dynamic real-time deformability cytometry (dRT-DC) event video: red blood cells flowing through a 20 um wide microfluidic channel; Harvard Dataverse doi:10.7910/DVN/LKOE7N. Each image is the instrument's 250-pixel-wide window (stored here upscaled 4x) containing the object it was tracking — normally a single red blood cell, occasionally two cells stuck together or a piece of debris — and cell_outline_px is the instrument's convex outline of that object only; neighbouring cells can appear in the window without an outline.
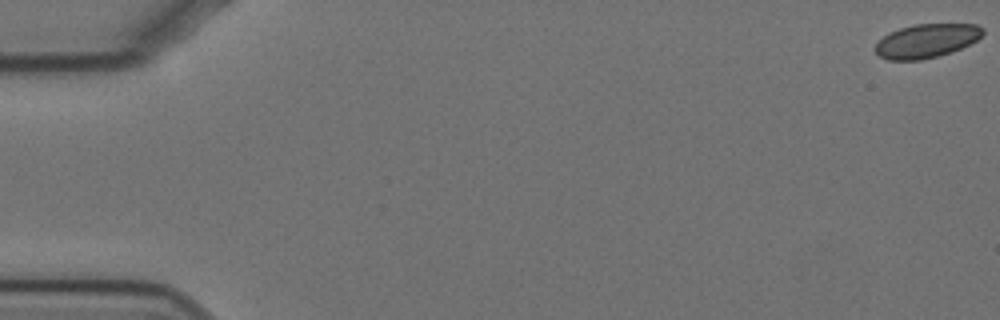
{"species": "Egyptian fruit bat (a non-hibernating species)", "species_latin": "Rousettus aegyptiacus", "temperature_condition": "cold", "stored_images_in_passage": 60, "camera_frame_rate_fps": 3000, "um_per_image_px": 0.085, "animal": {"sex": "female"}, "frame": {"image": 1, "passage_image": 1, "time_ms": 0.0, "image_size_px": [1000, 320], "cell_outline_px": [[984, 32], [976, 40], [960, 48], [936, 56], [920, 60], [888, 60], [880, 56], [876, 52], [876, 44], [888, 32], [900, 28], [916, 24], [976, 24], [984, 28]], "centroid_in_image_um": [78.74, 3.46], "position_along_channel_um": 6.3, "area_um2": 20.87}}
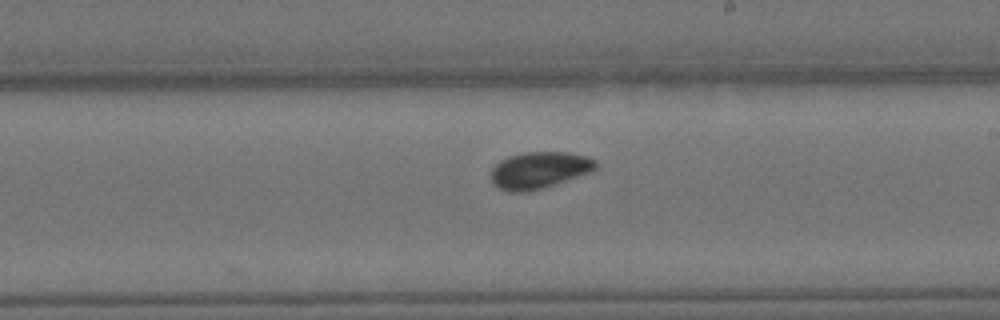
{"frame": {"image": 2, "passage_image": 35, "time_ms": 11.333, "image_size_px": [1000, 320], "cell_outline_px": [[596, 168], [588, 172], [544, 188], [528, 192], [508, 192], [492, 184], [492, 168], [500, 160], [508, 156], [524, 152], [568, 152], [588, 156], [596, 160]], "centroid_in_image_um": [45.81, 14.46], "position_along_channel_um": 243.2, "area_um2": 22.37}}
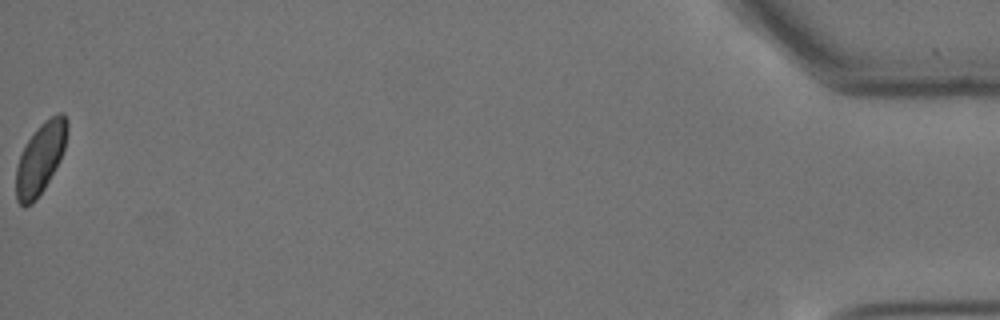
{"frame": {"image": 3, "passage_image": 60, "time_ms": 19.667, "image_size_px": [1000, 320], "cell_outline_px": [[68, 132], [64, 148], [60, 160], [44, 188], [36, 200], [32, 204], [24, 208], [16, 200], [16, 168], [20, 156], [28, 140], [36, 128], [44, 120], [60, 112], [64, 112], [68, 120]], "centroid_in_image_um": [3.44, 13.45], "position_along_channel_um": 431.8, "area_um2": 21.21}}